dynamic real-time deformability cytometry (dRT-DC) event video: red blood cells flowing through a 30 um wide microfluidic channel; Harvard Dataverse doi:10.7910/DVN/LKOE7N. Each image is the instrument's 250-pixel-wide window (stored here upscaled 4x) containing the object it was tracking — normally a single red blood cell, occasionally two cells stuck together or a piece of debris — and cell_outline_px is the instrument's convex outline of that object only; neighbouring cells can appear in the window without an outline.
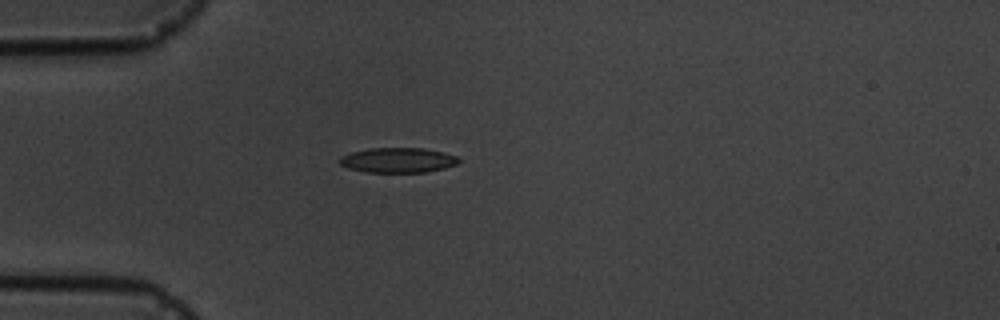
{"species": "common noctule bat (a hibernating species)", "species_latin": "Nyctalus noctula", "temperature_condition": "cold", "stored_images_in_passage": 2, "camera_frame_rate_fps": 3000, "um_per_image_px": 0.085, "animal": {"sex": "male", "body_mass_g": 19.5, "forearm_length_mm": 54.6}, "frame": {"image": 1, "passage_image": 1, "time_ms": 0.0, "image_size_px": [1000, 320], "cell_outline_px": [[460, 160], [456, 164], [444, 168], [424, 172], [368, 172], [348, 168], [340, 164], [336, 160], [340, 156], [352, 152], [368, 148], [424, 148], [444, 152], [456, 156]], "centroid_in_image_um": [33.78, 13.6], "position_along_channel_um": 51.2, "area_um2": 17.34}}